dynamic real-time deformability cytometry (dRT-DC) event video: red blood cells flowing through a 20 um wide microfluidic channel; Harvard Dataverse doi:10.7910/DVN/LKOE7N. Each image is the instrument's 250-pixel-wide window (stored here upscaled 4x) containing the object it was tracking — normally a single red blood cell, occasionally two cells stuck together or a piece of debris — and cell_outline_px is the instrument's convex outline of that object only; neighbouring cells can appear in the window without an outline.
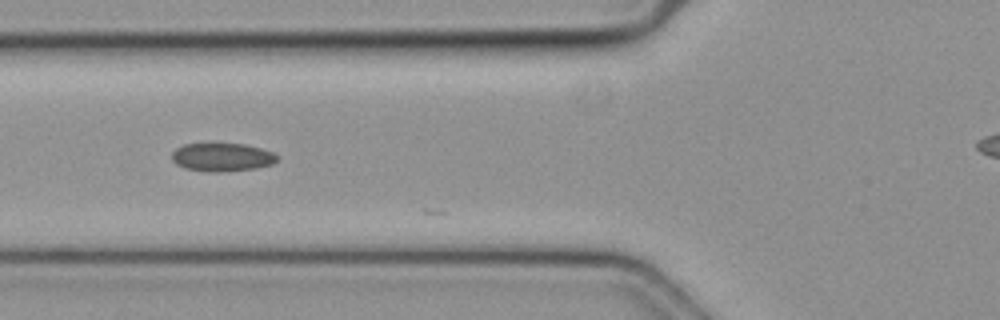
{"species": "common noctule bat (a hibernating species)", "species_latin": "Nyctalus noctula", "temperature_condition": "cold", "stored_images_in_passage": 8, "camera_frame_rate_fps": 3000, "um_per_image_px": 0.085, "animal": {"sex": "female", "body_mass_g": 19.3, "forearm_length_mm": 54.1}, "frame": {"image": 1, "passage_image": 7, "time_ms": 2.0, "image_size_px": [1000, 320], "cell_outline_px": [[280, 156], [272, 164], [256, 168], [220, 172], [208, 172], [184, 168], [176, 164], [172, 160], [172, 152], [176, 148], [184, 144], [244, 144], [260, 148], [272, 152]], "centroid_in_image_um": [18.86, 13.37], "position_along_channel_um": 106.9, "area_um2": 17.34}}